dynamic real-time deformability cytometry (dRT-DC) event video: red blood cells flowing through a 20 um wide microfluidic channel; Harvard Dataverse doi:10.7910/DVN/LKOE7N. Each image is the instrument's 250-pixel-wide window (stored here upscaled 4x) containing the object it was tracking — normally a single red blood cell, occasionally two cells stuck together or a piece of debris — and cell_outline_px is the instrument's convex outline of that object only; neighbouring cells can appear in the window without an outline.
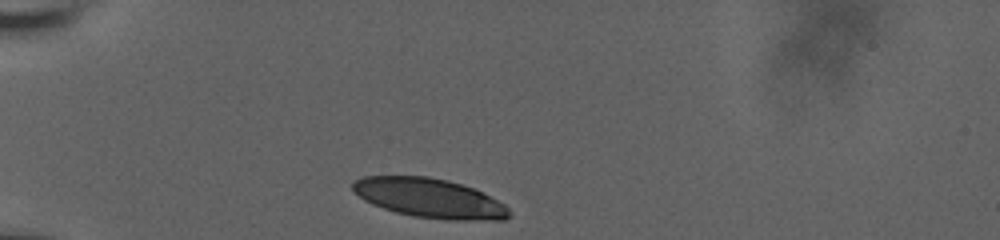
{"species": "human", "species_latin": "Homo sapiens", "temperature_condition": "room temperature", "stored_images_in_passage": 34, "camera_frame_rate_fps": 3000, "um_per_image_px": 0.085, "donor": {"sex": "male"}, "frame": {"image": 1, "passage_image": 1, "time_ms": 0.0, "image_size_px": [1000, 240], "cell_outline_px": [[512, 216], [504, 220], [448, 220], [412, 216], [396, 212], [372, 204], [364, 200], [352, 188], [352, 184], [356, 180], [364, 176], [428, 176], [448, 180], [472, 188], [504, 204], [512, 212]], "centroid_in_image_um": [36.53, 16.85], "position_along_channel_um": 48.5, "area_um2": 35.72}}
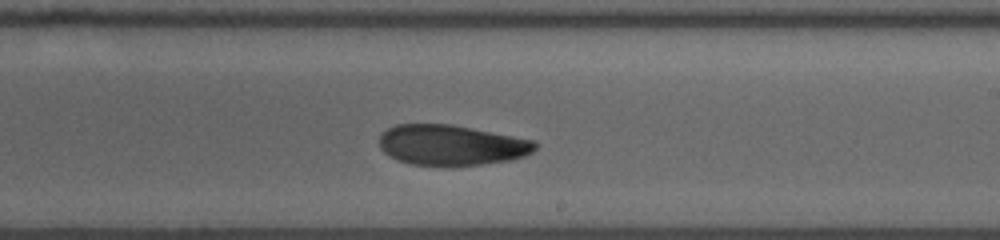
{"frame": {"image": 2, "passage_image": 20, "time_ms": 6.333, "image_size_px": [1000, 240], "cell_outline_px": [[536, 148], [532, 152], [524, 156], [512, 160], [480, 164], [412, 164], [396, 160], [388, 156], [380, 148], [380, 136], [388, 128], [396, 124], [452, 124], [536, 140]], "centroid_in_image_um": [38.38, 12.31], "position_along_channel_um": 250.6, "area_um2": 36.41}}
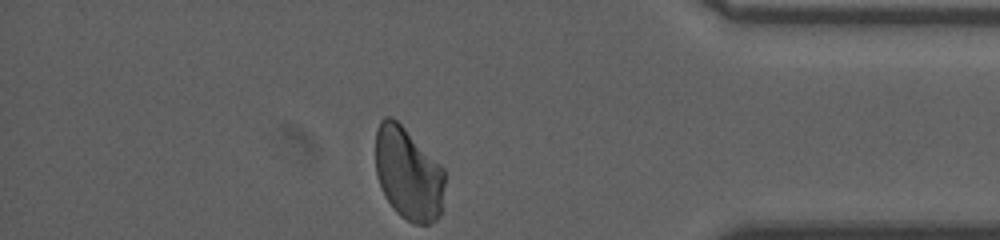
{"frame": {"image": 3, "passage_image": 34, "time_ms": 11.0, "image_size_px": [1000, 240], "cell_outline_px": [[444, 184], [440, 216], [436, 220], [428, 224], [412, 224], [400, 216], [392, 208], [384, 196], [376, 176], [376, 128], [380, 120], [384, 116], [392, 116], [444, 168]], "centroid_in_image_um": [34.68, 14.79], "position_along_channel_um": 400.5, "area_um2": 37.51}, "authors_computed_cell_mechanics": {"area_um2": 37.5989, "velocity_mm_per_s": 3.7292, "shape_relaxation_time_tau1_ms": null, "shape_relaxation_time_tau2_ms": 3.675, "deformation_change_tau1": null, "deformation_change_tau2": 0.0807}}